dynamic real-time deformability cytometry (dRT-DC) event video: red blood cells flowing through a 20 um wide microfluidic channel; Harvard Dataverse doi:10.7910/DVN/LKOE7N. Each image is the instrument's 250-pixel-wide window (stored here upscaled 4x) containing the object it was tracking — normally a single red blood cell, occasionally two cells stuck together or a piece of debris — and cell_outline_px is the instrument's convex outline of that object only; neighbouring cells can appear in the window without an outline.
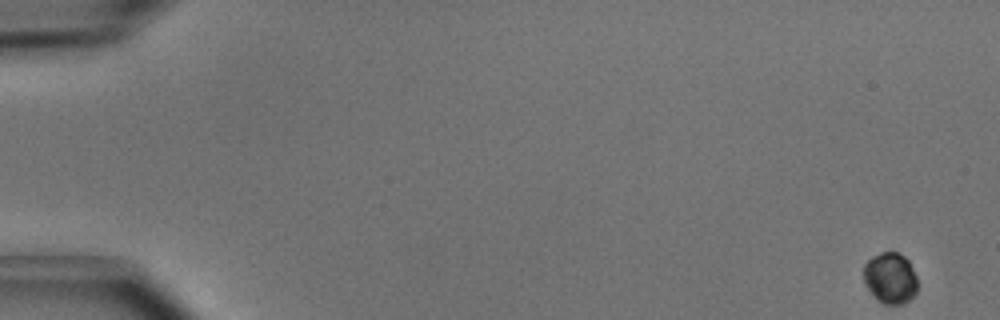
{"species": "common noctule bat (a hibernating species)", "species_latin": "Nyctalus noctula", "temperature_condition": "cold", "stored_images_in_passage": 8, "camera_frame_rate_fps": 3000, "um_per_image_px": 0.085, "animal": {"sex": "male", "body_mass_g": 15.6}, "frame": {"image": 1, "passage_image": 1, "time_ms": 0.0, "image_size_px": [1000, 320], "cell_outline_px": [[916, 292], [904, 304], [884, 304], [872, 296], [864, 280], [864, 264], [872, 256], [880, 252], [896, 252], [904, 256], [908, 260], [916, 276]], "centroid_in_image_um": [75.66, 23.63], "position_along_channel_um": 9.3, "area_um2": 15.95}}
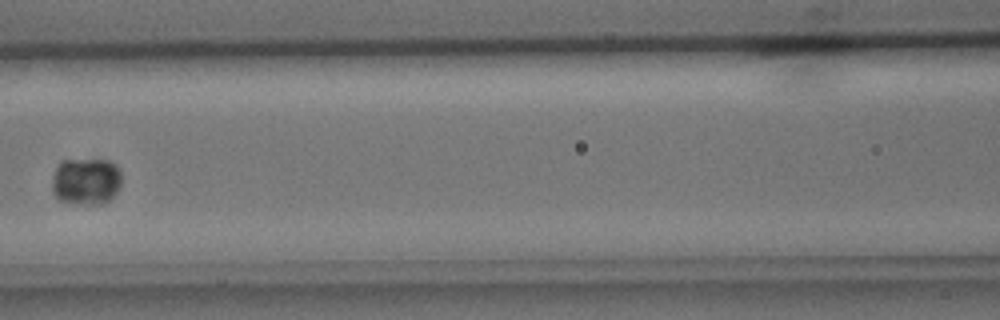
{"frame": {"image": 2, "passage_image": 7, "time_ms": 2.0, "image_size_px": [1000, 320], "cell_outline_px": [[120, 184], [116, 192], [104, 204], [92, 204], [60, 200], [52, 192], [52, 176], [60, 160], [108, 160], [116, 164], [120, 172]], "centroid_in_image_um": [7.3, 15.38], "position_along_channel_um": 159.3, "area_um2": 18.9}}
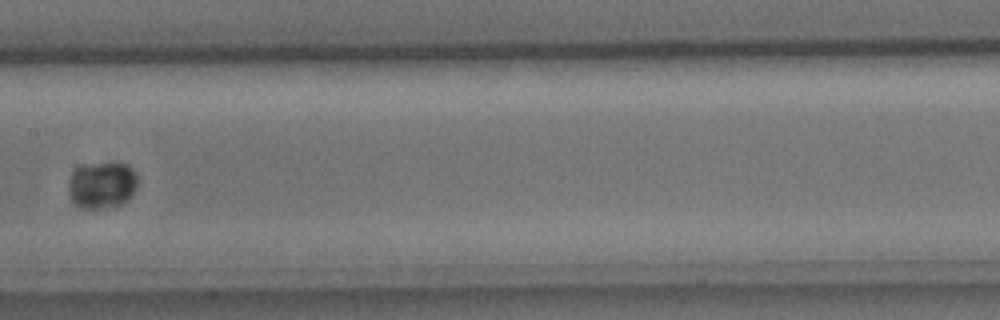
{"frame": {"image": 3, "passage_image": 8, "time_ms": 2.333, "image_size_px": [1000, 320], "cell_outline_px": [[136, 188], [128, 200], [120, 204], [96, 208], [80, 208], [72, 200], [68, 192], [68, 188], [72, 172], [80, 164], [128, 164], [132, 168], [136, 176]], "centroid_in_image_um": [8.64, 15.72], "position_along_channel_um": 198.8, "area_um2": 18.55}}